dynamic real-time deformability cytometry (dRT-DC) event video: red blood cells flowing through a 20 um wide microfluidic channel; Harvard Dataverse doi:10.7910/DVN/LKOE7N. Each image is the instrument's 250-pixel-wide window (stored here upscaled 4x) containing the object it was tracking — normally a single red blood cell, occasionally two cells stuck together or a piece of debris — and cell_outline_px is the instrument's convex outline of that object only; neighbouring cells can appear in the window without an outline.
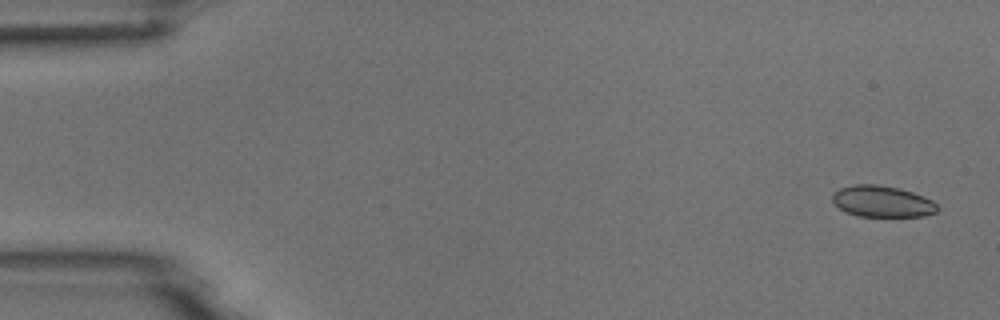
{"species": "common noctule bat (a hibernating species)", "species_latin": "Nyctalus noctula", "temperature_condition": "room temperature", "stored_images_in_passage": 9, "camera_frame_rate_fps": 3000, "um_per_image_px": 0.085, "animal": {"sex": "male", "body_mass_g": 18.8}, "frame": {"image": 1, "passage_image": 1, "time_ms": 0.0, "image_size_px": [1000, 320], "cell_outline_px": [[940, 208], [936, 212], [924, 216], [856, 216], [844, 212], [832, 200], [832, 192], [840, 188], [856, 184], [876, 184], [900, 188], [912, 192], [932, 200]], "centroid_in_image_um": [74.97, 17.12], "position_along_channel_um": 10.0, "area_um2": 19.25}}